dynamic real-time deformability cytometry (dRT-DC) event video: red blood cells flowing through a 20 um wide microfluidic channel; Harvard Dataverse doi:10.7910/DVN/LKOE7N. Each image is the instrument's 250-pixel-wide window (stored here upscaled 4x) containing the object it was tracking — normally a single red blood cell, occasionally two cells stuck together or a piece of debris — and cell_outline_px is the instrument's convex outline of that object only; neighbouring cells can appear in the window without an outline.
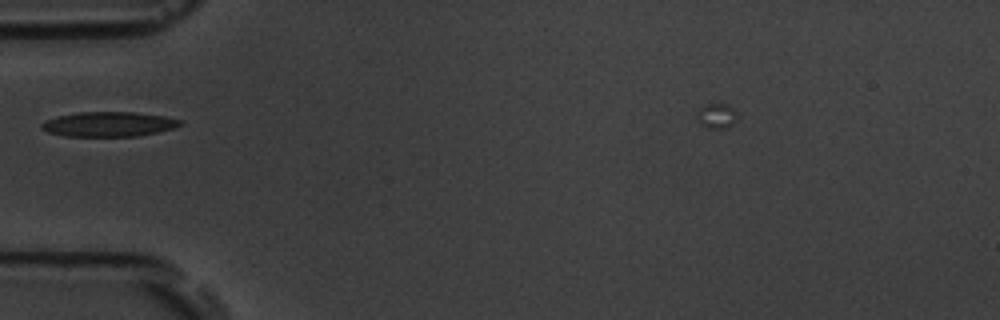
{"species": "common noctule bat (a hibernating species)", "species_latin": "Nyctalus noctula", "temperature_condition": "room temperature", "stored_images_in_passage": 47, "camera_frame_rate_fps": 3000, "um_per_image_px": 0.085, "animal": {"sex": "male", "body_mass_g": 19.5, "forearm_length_mm": 54.6}, "frame": {"image": 1, "passage_image": 10, "time_ms": 3.0, "image_size_px": [1000, 320], "cell_outline_px": [[184, 124], [172, 128], [156, 132], [136, 136], [64, 136], [48, 132], [40, 128], [40, 124], [44, 120], [56, 116], [80, 112], [132, 112], [164, 116], [184, 120]], "centroid_in_image_um": [9.21, 10.55], "position_along_channel_um": 75.8, "area_um2": 20.06}}
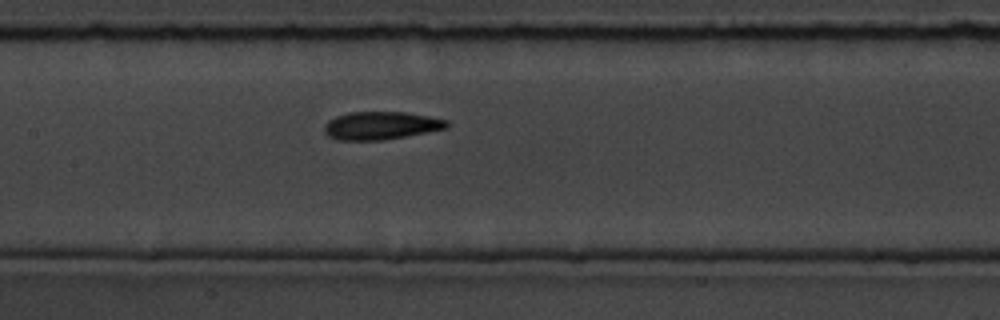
{"frame": {"image": 2, "passage_image": 18, "time_ms": 5.667, "image_size_px": [1000, 320], "cell_outline_px": [[448, 128], [428, 132], [380, 140], [336, 140], [328, 136], [324, 132], [324, 124], [328, 120], [336, 116], [348, 112], [408, 112], [448, 120]], "centroid_in_image_um": [32.35, 10.67], "position_along_channel_um": 175.0, "area_um2": 20.0}}
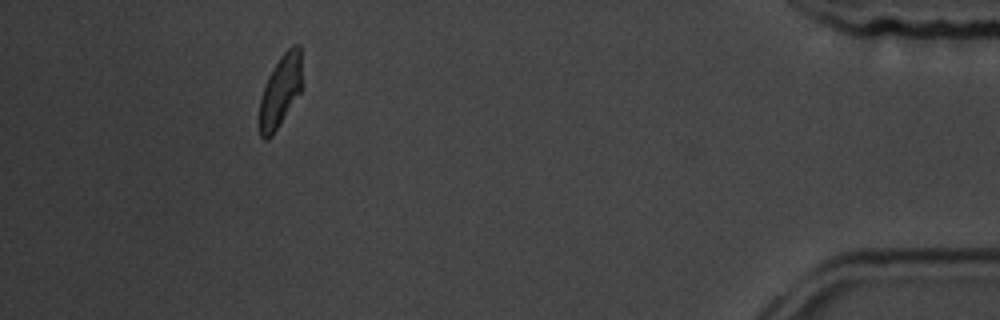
{"frame": {"image": 3, "passage_image": 42, "time_ms": 13.667, "image_size_px": [1000, 320], "cell_outline_px": [[300, 92], [272, 136], [268, 140], [264, 140], [260, 136], [260, 100], [268, 76], [280, 56], [292, 44], [300, 44]], "centroid_in_image_um": [23.81, 7.74], "position_along_channel_um": 411.4, "area_um2": 17.4}, "authors_computed_cell_mechanics": {"area_um2": 19.1318, "velocity_mm_per_s": 3.7076, "shape_relaxation_time_tau1_ms": 4.8, "shape_relaxation_time_tau2_ms": null, "deformation_change_tau1": 0.1597, "deformation_change_tau2": null}}